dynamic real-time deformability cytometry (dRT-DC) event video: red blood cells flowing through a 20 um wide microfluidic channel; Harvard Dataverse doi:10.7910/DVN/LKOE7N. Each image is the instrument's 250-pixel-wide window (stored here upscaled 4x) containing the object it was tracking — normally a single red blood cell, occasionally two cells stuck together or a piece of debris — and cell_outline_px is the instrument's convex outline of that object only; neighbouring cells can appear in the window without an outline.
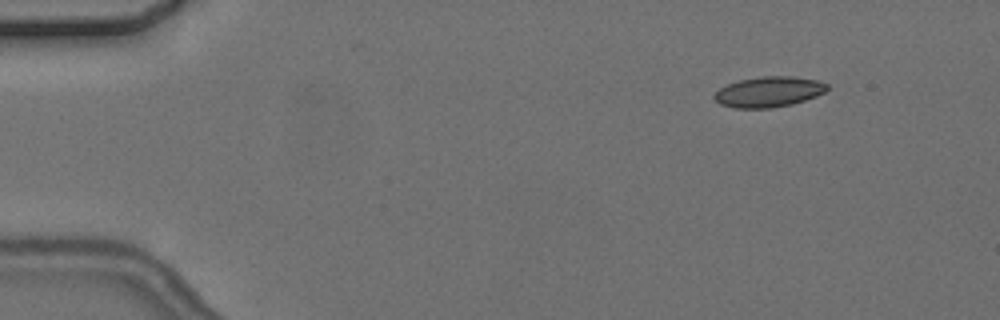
{"species": "common noctule bat (a hibernating species)", "species_latin": "Nyctalus noctula", "temperature_condition": "cold", "stored_images_in_passage": 4, "camera_frame_rate_fps": 3000, "um_per_image_px": 0.085, "animal": {"sex": "female", "body_mass_g": 24.6, "forearm_length_mm": 56.2}, "frame": {"image": 1, "passage_image": 2, "time_ms": 2.0, "image_size_px": [1000, 320], "cell_outline_px": [[828, 88], [824, 92], [816, 96], [792, 104], [772, 108], [732, 108], [720, 104], [712, 96], [720, 88], [728, 84], [740, 80], [760, 76], [788, 76], [816, 80], [828, 84]], "centroid_in_image_um": [65.32, 7.81], "position_along_channel_um": 19.7, "area_um2": 19.94}}